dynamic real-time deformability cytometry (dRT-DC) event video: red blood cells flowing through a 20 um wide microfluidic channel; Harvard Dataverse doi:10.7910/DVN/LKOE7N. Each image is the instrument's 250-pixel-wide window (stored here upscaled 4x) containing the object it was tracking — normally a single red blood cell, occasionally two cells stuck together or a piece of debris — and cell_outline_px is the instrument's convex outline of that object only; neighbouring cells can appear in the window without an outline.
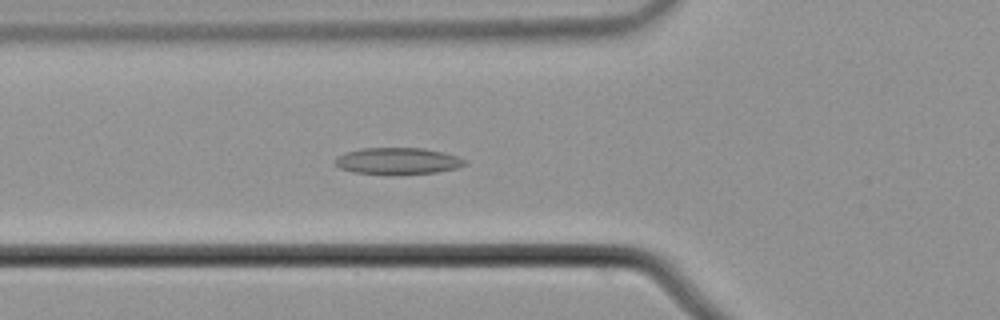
{"species": "common noctule bat (a hibernating species)", "species_latin": "Nyctalus noctula", "temperature_condition": "cold", "stored_images_in_passage": 56, "camera_frame_rate_fps": 3000, "um_per_image_px": 0.085, "animal": {"sex": "male", "body_mass_g": 21.5, "forearm_length_mm": 52.0}, "frame": {"image": 1, "passage_image": 21, "time_ms": 6.667, "image_size_px": [1000, 320], "cell_outline_px": [[468, 164], [456, 168], [436, 172], [392, 176], [388, 176], [352, 172], [340, 168], [336, 164], [336, 160], [344, 152], [360, 148], [424, 148], [456, 156], [468, 160]], "centroid_in_image_um": [33.81, 13.71], "position_along_channel_um": 92.0, "area_um2": 20.52}}
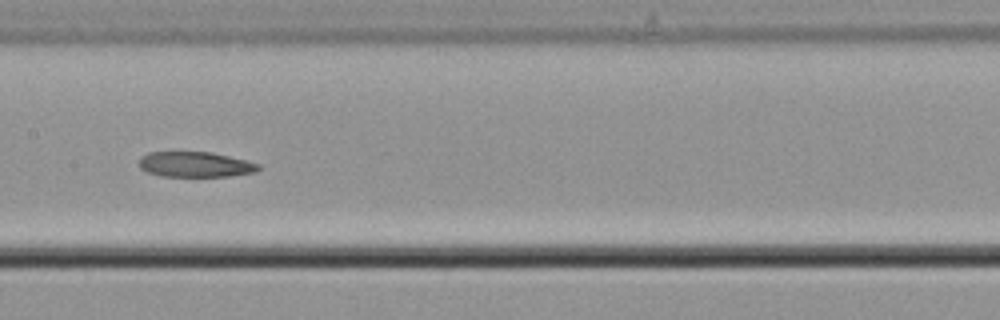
{"frame": {"image": 2, "passage_image": 29, "time_ms": 9.333, "image_size_px": [1000, 320], "cell_outline_px": [[260, 168], [256, 172], [228, 176], [160, 176], [148, 172], [140, 168], [140, 156], [148, 152], [212, 152], [260, 164]], "centroid_in_image_um": [16.58, 13.97], "position_along_channel_um": 190.8, "area_um2": 17.51}}
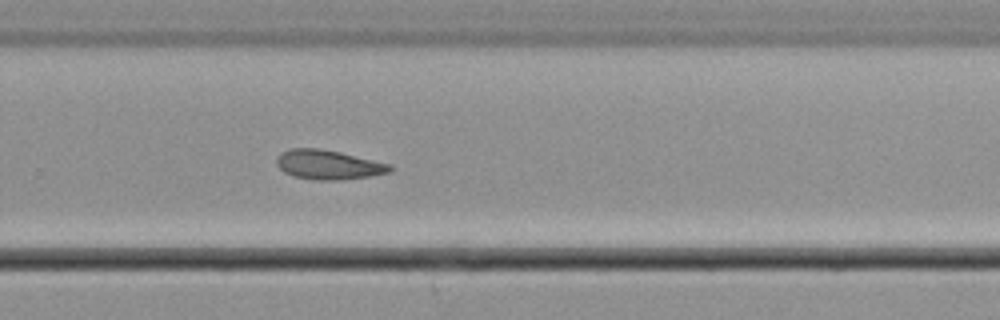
{"frame": {"image": 3, "passage_image": 38, "time_ms": 12.333, "image_size_px": [1000, 320], "cell_outline_px": [[392, 172], [368, 176], [340, 180], [312, 180], [292, 176], [284, 172], [276, 164], [276, 156], [280, 152], [288, 148], [320, 148], [340, 152], [392, 164]], "centroid_in_image_um": [27.88, 13.99], "position_along_channel_um": 301.9, "area_um2": 19.71}}